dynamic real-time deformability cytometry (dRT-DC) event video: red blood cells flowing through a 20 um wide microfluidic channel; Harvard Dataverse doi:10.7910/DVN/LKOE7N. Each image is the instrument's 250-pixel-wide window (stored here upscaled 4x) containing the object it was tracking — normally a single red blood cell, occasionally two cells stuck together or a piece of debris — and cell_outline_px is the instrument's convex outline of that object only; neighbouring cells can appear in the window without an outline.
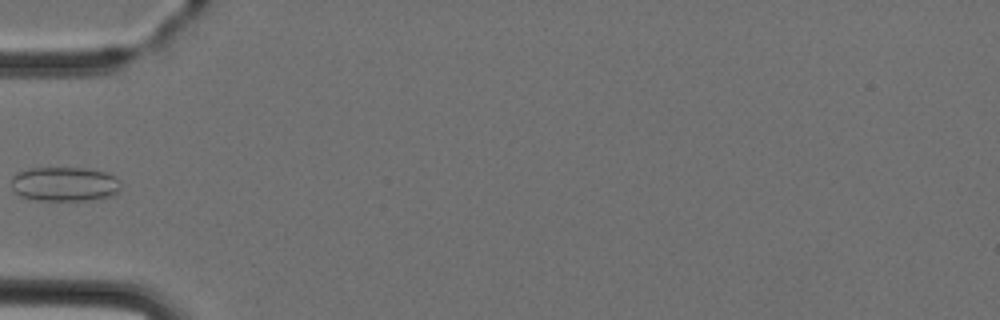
{"species": "Egyptian fruit bat (a non-hibernating species)", "species_latin": "Rousettus aegyptiacus", "temperature_condition": "cold", "stored_images_in_passage": 1, "camera_frame_rate_fps": 3000, "um_per_image_px": 0.085, "animal": {"sex": "female"}, "frame": {"image": 1, "passage_image": 1, "time_ms": 0.0, "image_size_px": [1000, 320], "cell_outline_px": [[120, 188], [112, 196], [92, 200], [36, 200], [20, 196], [12, 188], [12, 176], [28, 168], [84, 168], [108, 172], [120, 180]], "centroid_in_image_um": [5.51, 15.64], "position_along_channel_um": 79.5, "area_um2": 22.02}}